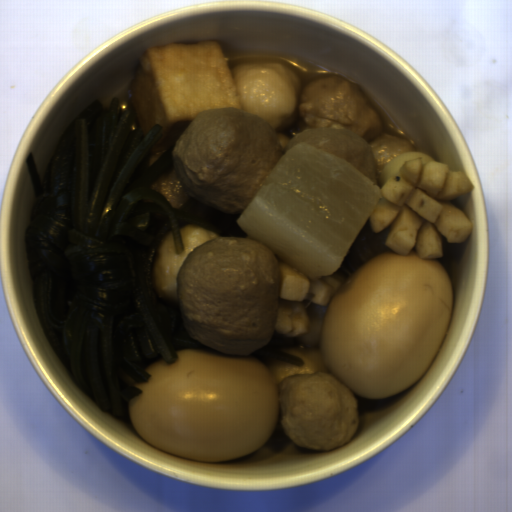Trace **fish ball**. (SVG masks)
Listing matches in <instances>:
<instances>
[{"label": "fish ball", "mask_w": 512, "mask_h": 512, "mask_svg": "<svg viewBox=\"0 0 512 512\" xmlns=\"http://www.w3.org/2000/svg\"><path fill=\"white\" fill-rule=\"evenodd\" d=\"M287 354L303 359L304 365H296L272 357H263L260 361L267 367L277 387L292 375H311L314 373H333L327 366L318 347H311L301 342L288 348L280 349Z\"/></svg>", "instance_id": "745d8928"}, {"label": "fish ball", "mask_w": 512, "mask_h": 512, "mask_svg": "<svg viewBox=\"0 0 512 512\" xmlns=\"http://www.w3.org/2000/svg\"><path fill=\"white\" fill-rule=\"evenodd\" d=\"M184 251L176 255L171 230L160 243L151 265V284L160 303L178 307V271L187 255L200 244L220 236L196 223L180 227Z\"/></svg>", "instance_id": "53f4d19a"}, {"label": "fish ball", "mask_w": 512, "mask_h": 512, "mask_svg": "<svg viewBox=\"0 0 512 512\" xmlns=\"http://www.w3.org/2000/svg\"><path fill=\"white\" fill-rule=\"evenodd\" d=\"M302 90L303 81L285 64L230 61L220 42L172 43L145 47L129 100L145 136L163 128L153 154L176 145L198 112L215 108L248 111L274 131L293 127Z\"/></svg>", "instance_id": "29854b86"}]
</instances>
